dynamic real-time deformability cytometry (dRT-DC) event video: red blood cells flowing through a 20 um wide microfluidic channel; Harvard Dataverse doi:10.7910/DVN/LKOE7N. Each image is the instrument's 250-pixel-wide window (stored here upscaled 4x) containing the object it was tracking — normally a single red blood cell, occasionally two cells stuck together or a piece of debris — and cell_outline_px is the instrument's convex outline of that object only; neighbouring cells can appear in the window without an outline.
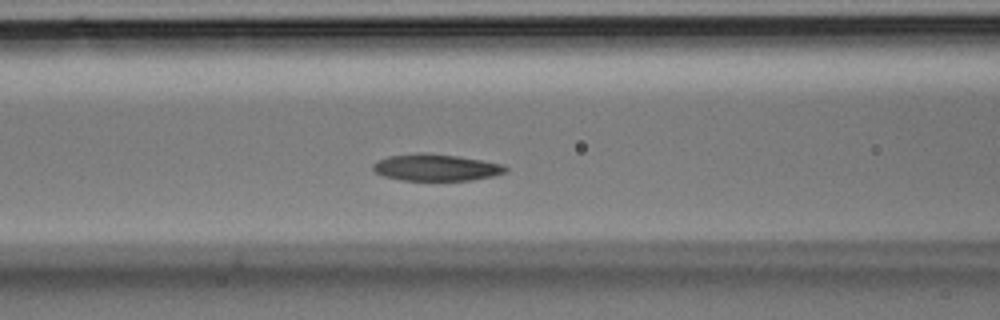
{"species": "Egyptian fruit bat (a non-hibernating species)", "species_latin": "Rousettus aegyptiacus", "temperature_condition": "room temperature", "stored_images_in_passage": 29, "camera_frame_rate_fps": 3000, "um_per_image_px": 0.085, "animal": {"sex": "male"}, "frame": {"image": 1, "passage_image": 7, "time_ms": 2.0, "image_size_px": [1000, 320], "cell_outline_px": [[508, 168], [504, 172], [492, 176], [472, 180], [404, 180], [384, 176], [376, 172], [372, 168], [372, 164], [388, 156], [424, 152], [456, 156], [504, 164]], "centroid_in_image_um": [37.06, 14.23], "position_along_channel_um": 129.5, "area_um2": 20.4}}
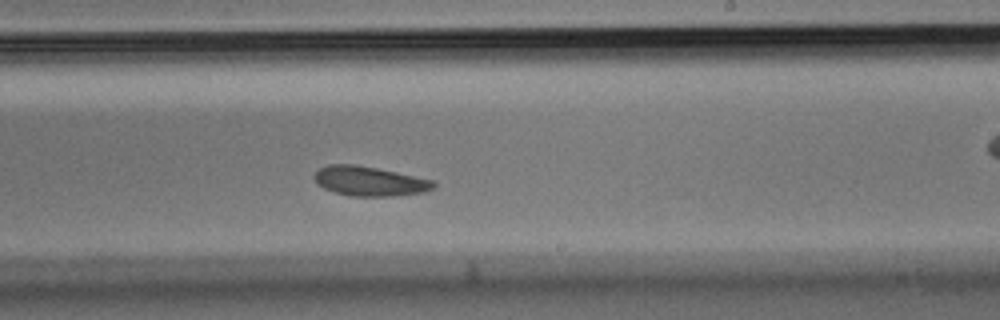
{"frame": {"image": 2, "passage_image": 14, "time_ms": 4.333, "image_size_px": [1000, 320], "cell_outline_px": [[436, 184], [432, 188], [424, 192], [392, 196], [352, 196], [336, 192], [324, 188], [316, 184], [312, 176], [320, 168], [328, 164], [356, 164], [436, 180]], "centroid_in_image_um": [31.4, 15.39], "position_along_channel_um": 257.6, "area_um2": 20.58}}
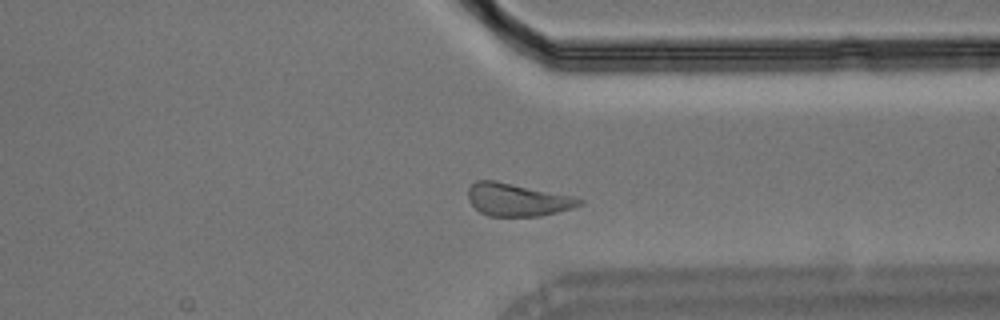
{"frame": {"image": 3, "passage_image": 20, "time_ms": 6.333, "image_size_px": [1000, 320], "cell_outline_px": [[584, 204], [572, 208], [540, 216], [488, 216], [480, 212], [468, 200], [468, 188], [476, 180], [496, 180], [572, 196], [584, 200]], "centroid_in_image_um": [43.96, 16.97], "position_along_channel_um": 367.4, "area_um2": 21.21}}